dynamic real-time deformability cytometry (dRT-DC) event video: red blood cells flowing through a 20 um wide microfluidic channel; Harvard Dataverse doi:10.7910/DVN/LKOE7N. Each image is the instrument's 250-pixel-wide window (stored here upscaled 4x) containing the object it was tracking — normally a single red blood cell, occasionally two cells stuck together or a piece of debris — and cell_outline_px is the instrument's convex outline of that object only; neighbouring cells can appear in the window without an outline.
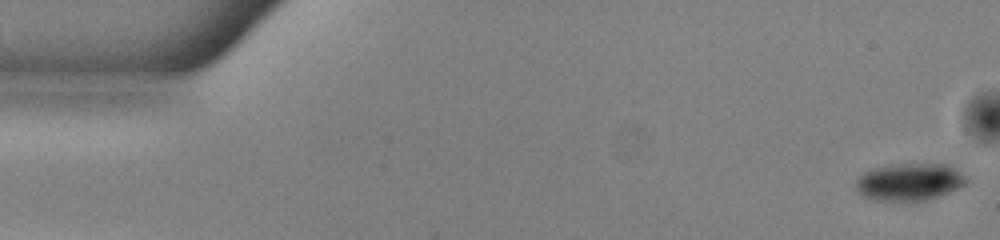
{"species": "common noctule bat (a hibernating species)", "species_latin": "Nyctalus noctula", "temperature_condition": "warm", "stored_images_in_passage": 51, "camera_frame_rate_fps": 3000, "um_per_image_px": 0.085, "animal": {"sex": "male", "body_mass_g": 13.0, "forearm_length_mm": 53.1}, "frame": {"image": 1, "passage_image": 1, "time_ms": 0.0, "image_size_px": [1000, 240], "cell_outline_px": [[968, 180], [964, 184], [948, 192], [924, 200], [872, 200], [860, 196], [856, 192], [856, 180], [864, 172], [872, 168], [892, 164], [948, 164], [960, 172]], "centroid_in_image_um": [77.23, 15.45], "position_along_channel_um": 7.8, "area_um2": 23.81}}
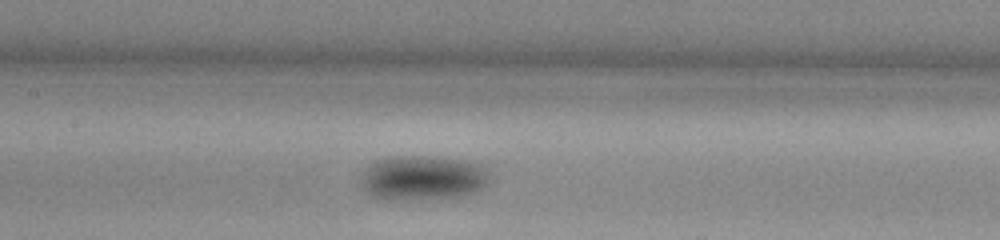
{"frame": {"image": 2, "passage_image": 24, "time_ms": 7.667, "image_size_px": [1000, 240], "cell_outline_px": [[488, 184], [484, 188], [472, 192], [456, 196], [412, 200], [380, 200], [360, 180], [368, 168], [376, 160], [388, 156], [436, 156], [464, 160], [480, 164], [488, 172]], "centroid_in_image_um": [35.98, 15.1], "position_along_channel_um": 171.4, "area_um2": 33.18}}
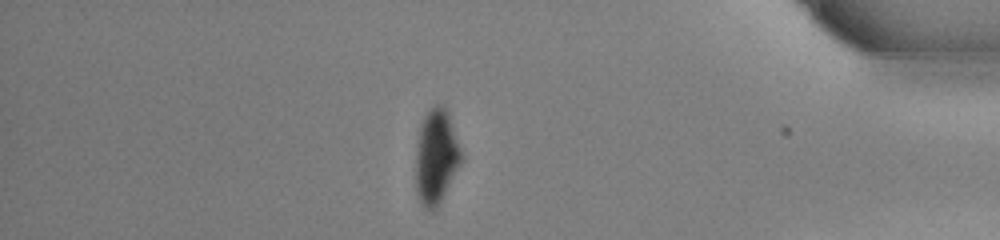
{"frame": {"image": 3, "passage_image": 44, "time_ms": 14.333, "image_size_px": [1000, 240], "cell_outline_px": [[464, 156], [460, 164], [436, 208], [424, 208], [416, 192], [416, 156], [420, 128], [424, 116], [436, 104], [440, 104], [444, 108], [448, 116]], "centroid_in_image_um": [37.07, 13.33], "position_along_channel_um": 398.1, "area_um2": 24.28}, "authors_computed_cell_mechanics": {"area_um2": 28.0908, "velocity_mm_per_s": 3.9936, "shape_relaxation_time_tau1_ms": 1.9378, "shape_relaxation_time_tau2_ms": null, "deformation_change_tau1": 0.0899, "deformation_change_tau2": null}}